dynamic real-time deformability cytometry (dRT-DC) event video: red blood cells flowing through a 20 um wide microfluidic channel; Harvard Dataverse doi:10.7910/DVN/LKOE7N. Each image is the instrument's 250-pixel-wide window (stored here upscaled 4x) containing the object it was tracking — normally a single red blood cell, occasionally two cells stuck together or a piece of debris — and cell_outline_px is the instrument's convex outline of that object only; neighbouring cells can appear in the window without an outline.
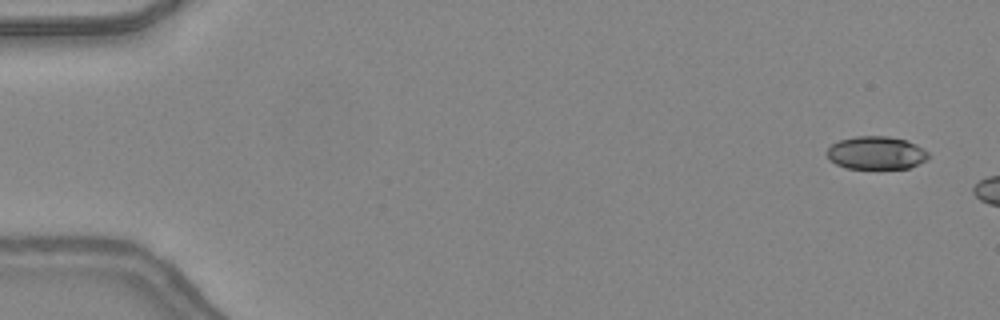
{"species": "common noctule bat (a hibernating species)", "species_latin": "Nyctalus noctula", "temperature_condition": "warm", "stored_images_in_passage": 5, "camera_frame_rate_fps": 3000, "um_per_image_px": 0.085, "animal": {"sex": "female", "body_mass_g": 24.6, "forearm_length_mm": 56.2}, "frame": {"image": 1, "passage_image": 3, "time_ms": 0.667, "image_size_px": [1000, 320], "cell_outline_px": [[928, 160], [908, 168], [848, 168], [836, 164], [828, 160], [828, 148], [832, 144], [840, 140], [856, 136], [888, 136], [904, 140], [916, 144], [928, 152]], "centroid_in_image_um": [74.48, 12.99], "position_along_channel_um": 10.5, "area_um2": 19.36}}